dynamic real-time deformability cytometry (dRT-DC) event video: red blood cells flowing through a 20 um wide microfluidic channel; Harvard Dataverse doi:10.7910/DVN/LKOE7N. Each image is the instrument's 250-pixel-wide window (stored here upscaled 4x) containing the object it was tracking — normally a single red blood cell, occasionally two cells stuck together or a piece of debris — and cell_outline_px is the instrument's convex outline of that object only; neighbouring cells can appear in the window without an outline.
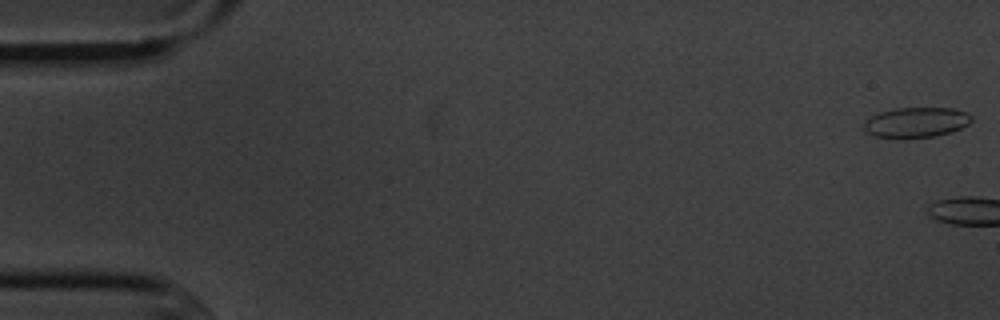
{"species": "common noctule bat (a hibernating species)", "species_latin": "Nyctalus noctula", "temperature_condition": "cold", "stored_images_in_passage": 3, "camera_frame_rate_fps": 3000, "um_per_image_px": 0.085, "animal": {"sex": "male", "body_mass_g": 20.1, "forearm_length_mm": 53.5}, "frame": {"image": 1, "passage_image": 1, "time_ms": 0.0, "image_size_px": [1000, 320], "cell_outline_px": [[972, 120], [968, 124], [960, 128], [936, 136], [876, 136], [868, 132], [864, 128], [864, 120], [880, 112], [896, 108], [952, 108], [968, 112], [972, 116]], "centroid_in_image_um": [77.91, 10.36], "position_along_channel_um": 7.1, "area_um2": 18.32}}